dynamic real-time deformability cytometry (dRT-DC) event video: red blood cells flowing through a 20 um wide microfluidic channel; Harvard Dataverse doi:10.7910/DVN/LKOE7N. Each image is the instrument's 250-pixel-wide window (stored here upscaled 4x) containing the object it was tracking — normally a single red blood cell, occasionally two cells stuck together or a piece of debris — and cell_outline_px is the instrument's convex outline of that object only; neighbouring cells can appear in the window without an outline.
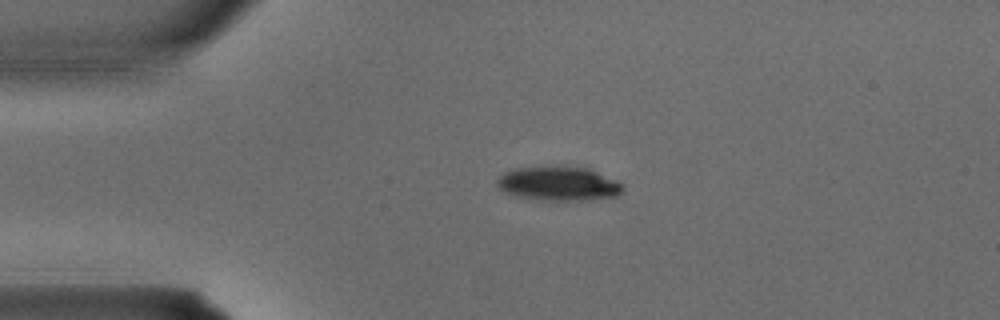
{"species": "common noctule bat (a hibernating species)", "species_latin": "Nyctalus noctula", "temperature_condition": "warm", "stored_images_in_passage": 1, "camera_frame_rate_fps": 3000, "um_per_image_px": 0.085, "animal": {"sex": "male", "body_mass_g": 15.6}, "frame": {"image": 1, "passage_image": 1, "time_ms": 0.0, "image_size_px": [1000, 320], "cell_outline_px": [[624, 188], [616, 196], [588, 200], [548, 200], [512, 196], [504, 192], [496, 184], [496, 180], [504, 172], [516, 168], [548, 164], [564, 164], [588, 168], [616, 180], [624, 184]], "centroid_in_image_um": [47.45, 15.56], "position_along_channel_um": 37.5, "area_um2": 25.78}}